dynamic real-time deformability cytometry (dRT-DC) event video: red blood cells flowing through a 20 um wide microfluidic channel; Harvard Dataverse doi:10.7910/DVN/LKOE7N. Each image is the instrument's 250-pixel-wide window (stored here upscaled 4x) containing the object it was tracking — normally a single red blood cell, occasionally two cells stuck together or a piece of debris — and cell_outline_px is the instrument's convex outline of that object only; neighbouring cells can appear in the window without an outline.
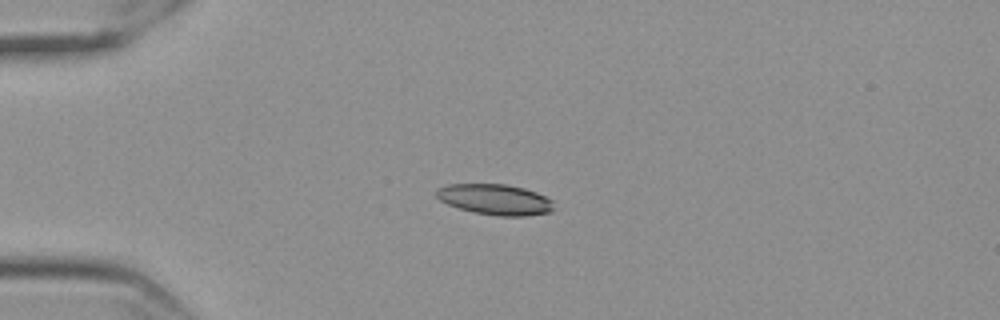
{"species": "Egyptian fruit bat (a non-hibernating species)", "species_latin": "Rousettus aegyptiacus", "temperature_condition": "cold", "stored_images_in_passage": 44, "camera_frame_rate_fps": 3000, "um_per_image_px": 0.085, "frame": {"image": 1, "passage_image": 1, "time_ms": 0.0, "image_size_px": [1000, 320], "cell_outline_px": [[556, 208], [552, 212], [524, 216], [500, 216], [476, 212], [460, 208], [448, 204], [440, 200], [436, 196], [436, 188], [448, 184], [508, 184], [524, 188], [536, 192], [552, 200]], "centroid_in_image_um": [42.12, 16.95], "position_along_channel_um": 42.9, "area_um2": 21.04}}
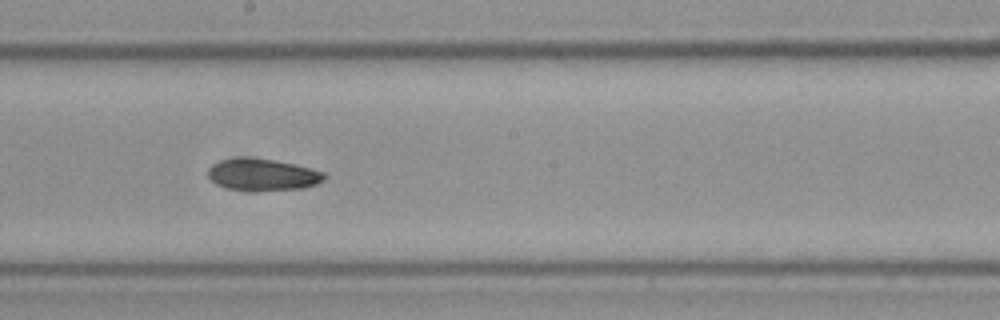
{"frame": {"image": 2, "passage_image": 19, "time_ms": 6.0, "image_size_px": [1000, 320], "cell_outline_px": [[324, 180], [316, 184], [304, 188], [228, 188], [216, 184], [208, 176], [208, 168], [212, 164], [220, 160], [272, 160], [292, 164], [324, 172]], "centroid_in_image_um": [22.33, 14.84], "position_along_channel_um": 225.9, "area_um2": 19.88}}
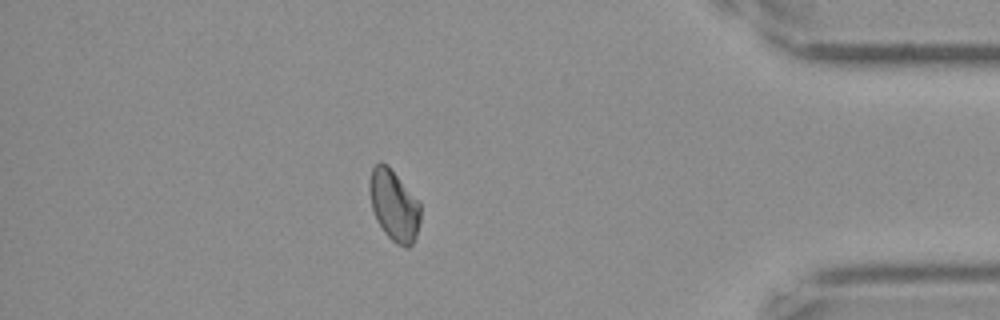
{"frame": {"image": 3, "passage_image": 37, "time_ms": 12.0, "image_size_px": [1000, 320], "cell_outline_px": [[420, 220], [416, 236], [412, 244], [408, 248], [396, 244], [384, 232], [376, 220], [372, 208], [368, 188], [368, 184], [372, 168], [380, 160], [388, 164], [420, 204]], "centroid_in_image_um": [33.46, 17.45], "position_along_channel_um": 401.7, "area_um2": 21.1}}